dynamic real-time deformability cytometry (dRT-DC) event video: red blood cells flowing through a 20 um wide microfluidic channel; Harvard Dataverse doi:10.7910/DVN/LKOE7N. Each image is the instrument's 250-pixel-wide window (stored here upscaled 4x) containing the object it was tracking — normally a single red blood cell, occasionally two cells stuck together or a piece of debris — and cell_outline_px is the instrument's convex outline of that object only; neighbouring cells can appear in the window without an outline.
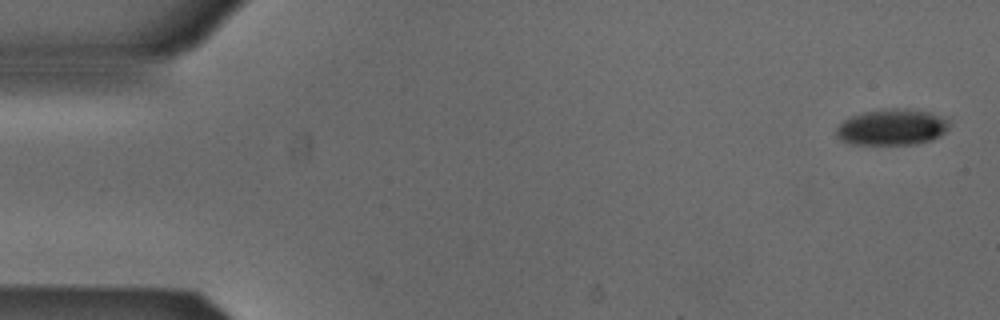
{"species": "Egyptian fruit bat (a non-hibernating species)", "species_latin": "Rousettus aegyptiacus", "temperature_condition": "cold", "stored_images_in_passage": 2, "camera_frame_rate_fps": 3000, "um_per_image_px": 0.085, "animal": {"sex": "male"}, "frame": {"image": 1, "passage_image": 2, "time_ms": 0.333, "image_size_px": [1000, 320], "cell_outline_px": [[948, 128], [944, 132], [932, 140], [916, 144], [852, 144], [840, 140], [836, 136], [836, 128], [844, 120], [852, 116], [864, 112], [892, 108], [904, 108], [928, 112], [940, 116], [948, 120]], "centroid_in_image_um": [75.79, 10.81], "position_along_channel_um": 9.2, "area_um2": 23.58}}